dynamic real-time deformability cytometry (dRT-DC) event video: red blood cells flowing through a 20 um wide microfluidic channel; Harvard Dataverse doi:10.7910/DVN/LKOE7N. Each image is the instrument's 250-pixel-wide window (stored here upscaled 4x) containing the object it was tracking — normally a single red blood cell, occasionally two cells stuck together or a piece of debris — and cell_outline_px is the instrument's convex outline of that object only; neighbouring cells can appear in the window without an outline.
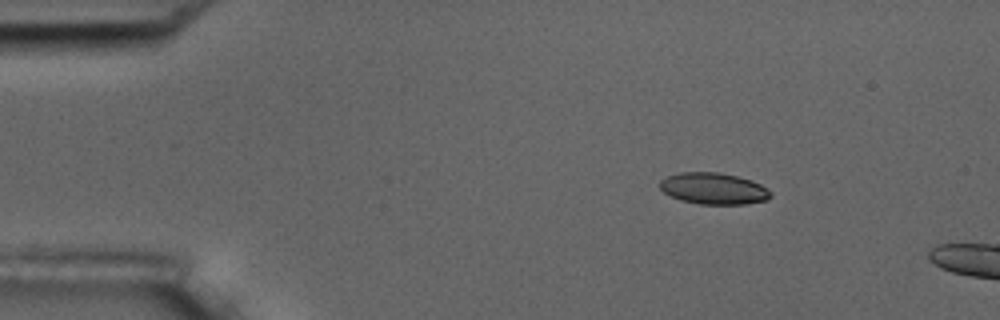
{"species": "common noctule bat (a hibernating species)", "species_latin": "Nyctalus noctula", "temperature_condition": "room temperature", "stored_images_in_passage": 3, "camera_frame_rate_fps": 3000, "um_per_image_px": 0.085, "animal": {"sex": "male", "body_mass_g": 17.5, "forearm_length_mm": 52.3}, "frame": {"image": 1, "passage_image": 1, "time_ms": 0.0, "image_size_px": [1000, 320], "cell_outline_px": [[772, 196], [768, 200], [748, 204], [700, 204], [680, 200], [664, 192], [660, 188], [660, 180], [668, 176], [680, 172], [720, 172], [752, 180], [768, 188], [772, 192]], "centroid_in_image_um": [60.7, 16.03], "position_along_channel_um": 24.3, "area_um2": 20.46}}